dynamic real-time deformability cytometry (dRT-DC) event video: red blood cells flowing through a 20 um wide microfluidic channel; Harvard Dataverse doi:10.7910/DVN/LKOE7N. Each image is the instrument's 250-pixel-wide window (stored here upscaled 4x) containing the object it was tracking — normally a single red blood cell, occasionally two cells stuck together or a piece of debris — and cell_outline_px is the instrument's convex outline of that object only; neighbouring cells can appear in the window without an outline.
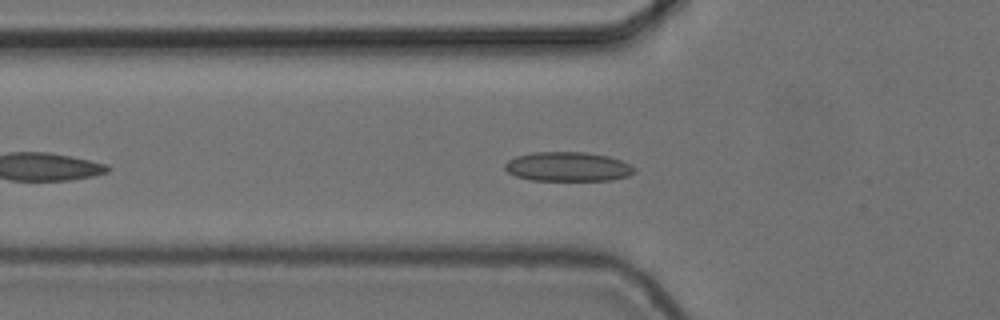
{"species": "common noctule bat (a hibernating species)", "species_latin": "Nyctalus noctula", "temperature_condition": "cold", "stored_images_in_passage": 39, "camera_frame_rate_fps": 3000, "um_per_image_px": 0.085, "animal": {"sex": "female", "body_mass_g": 24.6, "forearm_length_mm": 56.2}, "frame": {"image": 1, "passage_image": 5, "time_ms": 1.333, "image_size_px": [1000, 320], "cell_outline_px": [[636, 172], [628, 176], [612, 180], [532, 180], [516, 176], [508, 172], [504, 168], [504, 164], [508, 160], [516, 156], [532, 152], [584, 152], [608, 156], [620, 160], [636, 168]], "centroid_in_image_um": [48.26, 14.16], "position_along_channel_um": 77.5, "area_um2": 22.14}}
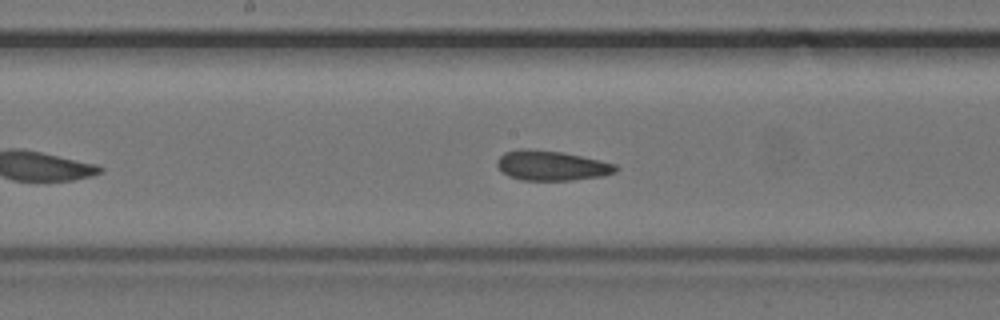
{"frame": {"image": 2, "passage_image": 15, "time_ms": 4.667, "image_size_px": [1000, 320], "cell_outline_px": [[620, 168], [616, 172], [604, 176], [572, 180], [520, 180], [508, 176], [496, 164], [496, 160], [504, 152], [520, 148], [528, 148], [560, 152], [580, 156], [616, 164]], "centroid_in_image_um": [46.88, 14.07], "position_along_channel_um": 201.3, "area_um2": 20.69}}
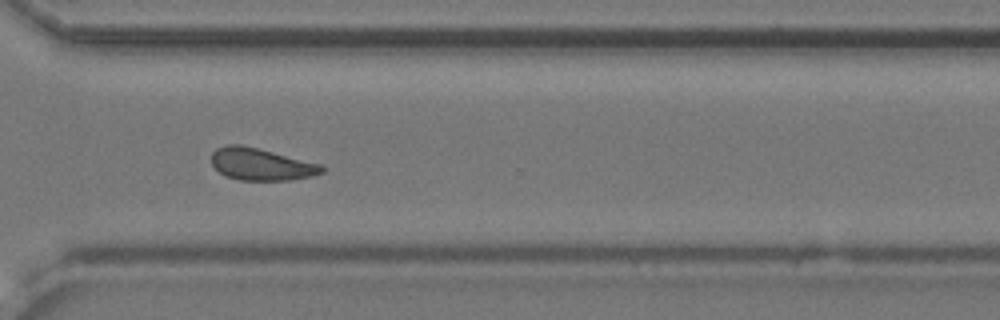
{"frame": {"image": 3, "passage_image": 27, "time_ms": 8.667, "image_size_px": [1000, 320], "cell_outline_px": [[324, 172], [312, 176], [292, 180], [240, 180], [224, 176], [212, 164], [212, 152], [216, 148], [228, 144], [240, 144], [320, 164], [324, 168]], "centroid_in_image_um": [22.17, 13.97], "position_along_channel_um": 348.4, "area_um2": 20.46}, "authors_computed_cell_mechanics": {"area_um2": 20.4612, "velocity_mm_per_s": 3.6864, "shape_relaxation_time_tau1_ms": null, "shape_relaxation_time_tau2_ms": 3.2253, "deformation_change_tau1": null, "deformation_change_tau2": 0.0876}}